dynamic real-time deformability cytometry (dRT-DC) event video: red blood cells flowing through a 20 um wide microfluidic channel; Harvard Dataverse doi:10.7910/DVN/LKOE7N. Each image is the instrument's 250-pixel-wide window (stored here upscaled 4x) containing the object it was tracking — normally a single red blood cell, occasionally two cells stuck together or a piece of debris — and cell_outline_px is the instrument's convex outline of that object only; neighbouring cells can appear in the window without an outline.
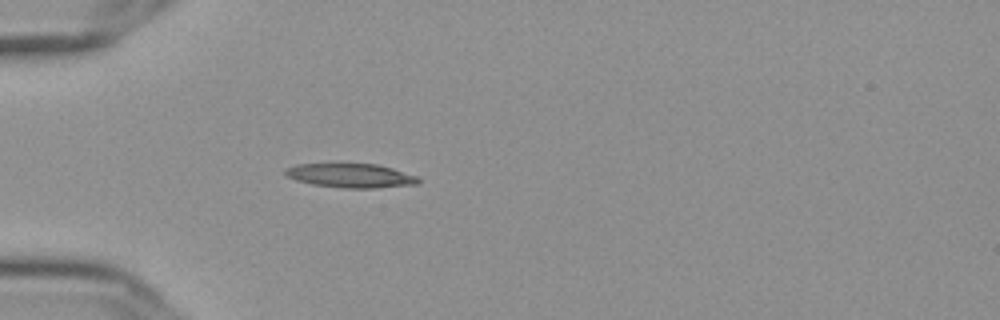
{"species": "Egyptian fruit bat (a non-hibernating species)", "species_latin": "Rousettus aegyptiacus", "temperature_condition": "cold", "stored_images_in_passage": 3, "camera_frame_rate_fps": 3000, "um_per_image_px": 0.085, "frame": {"image": 1, "passage_image": 1, "time_ms": 0.0, "image_size_px": [1000, 320], "cell_outline_px": [[420, 184], [372, 188], [344, 188], [312, 184], [296, 180], [288, 176], [284, 172], [288, 168], [296, 164], [376, 164], [392, 168], [416, 176], [420, 180]], "centroid_in_image_um": [29.84, 14.93], "position_along_channel_um": 55.2, "area_um2": 18.44}}